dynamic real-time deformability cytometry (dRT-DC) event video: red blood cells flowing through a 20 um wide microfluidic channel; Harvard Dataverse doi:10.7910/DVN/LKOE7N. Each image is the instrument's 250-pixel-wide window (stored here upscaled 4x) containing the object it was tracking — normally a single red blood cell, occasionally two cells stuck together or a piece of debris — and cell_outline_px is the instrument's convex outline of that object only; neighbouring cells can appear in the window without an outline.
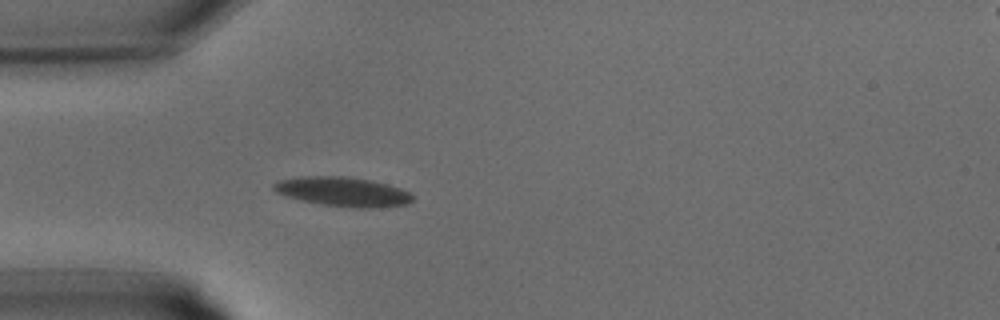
{"species": "common noctule bat (a hibernating species)", "species_latin": "Nyctalus noctula", "temperature_condition": "warm", "stored_images_in_passage": 23, "camera_frame_rate_fps": 3000, "um_per_image_px": 0.085, "animal": {"sex": "male", "body_mass_g": 15.6}, "frame": {"image": 1, "passage_image": 3, "time_ms": 0.667, "image_size_px": [1000, 320], "cell_outline_px": [[412, 200], [408, 204], [368, 208], [360, 208], [324, 204], [300, 200], [276, 192], [272, 188], [272, 184], [276, 180], [304, 176], [348, 176], [372, 180], [388, 184], [400, 188], [408, 192], [412, 196]], "centroid_in_image_um": [29.12, 16.27], "position_along_channel_um": 55.9, "area_um2": 23.64}}
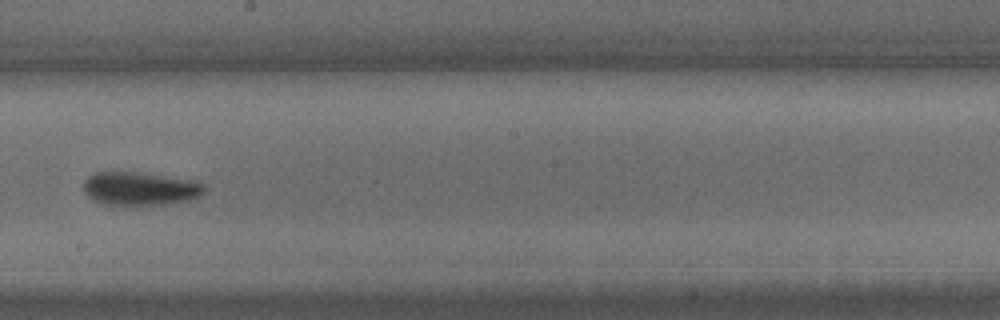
{"frame": {"image": 2, "passage_image": 12, "time_ms": 3.667, "image_size_px": [1000, 320], "cell_outline_px": [[204, 192], [188, 200], [164, 204], [108, 204], [96, 200], [88, 196], [84, 192], [84, 180], [88, 176], [96, 172], [136, 172], [192, 180], [204, 184]], "centroid_in_image_um": [11.88, 16.01], "position_along_channel_um": 236.3, "area_um2": 22.89}}
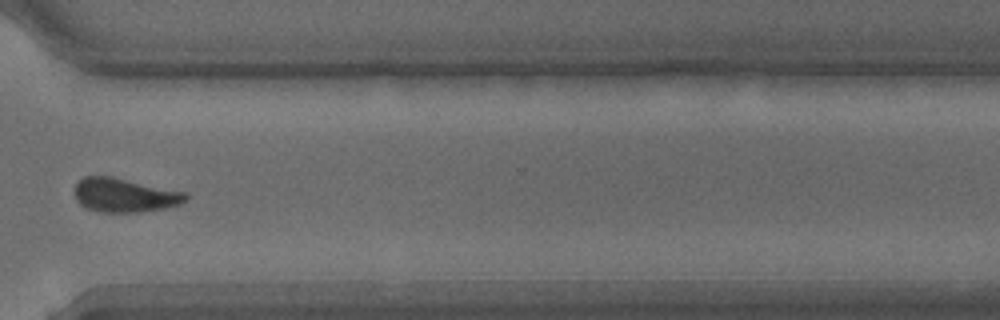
{"frame": {"image": 3, "passage_image": 18, "time_ms": 5.667, "image_size_px": [1000, 320], "cell_outline_px": [[188, 196], [180, 204], [164, 208], [140, 212], [100, 212], [84, 208], [76, 200], [72, 192], [76, 184], [84, 176], [112, 176], [188, 192]], "centroid_in_image_um": [10.56, 16.58], "position_along_channel_um": 360.0, "area_um2": 22.31}}